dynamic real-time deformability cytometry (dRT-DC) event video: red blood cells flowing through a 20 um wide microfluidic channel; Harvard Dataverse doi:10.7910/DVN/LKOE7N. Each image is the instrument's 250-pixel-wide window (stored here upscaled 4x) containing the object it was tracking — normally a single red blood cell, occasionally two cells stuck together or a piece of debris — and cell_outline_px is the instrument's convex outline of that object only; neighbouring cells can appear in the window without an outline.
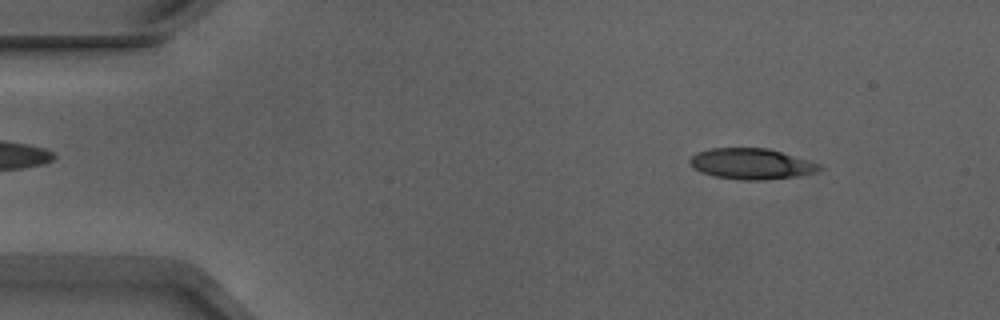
{"species": "Egyptian fruit bat (a non-hibernating species)", "species_latin": "Rousettus aegyptiacus", "temperature_condition": "warm", "stored_images_in_passage": 52, "camera_frame_rate_fps": 3000, "um_per_image_px": 0.085, "animal": {"sex": "male"}, "frame": {"image": 1, "passage_image": 6, "time_ms": 1.667, "image_size_px": [1000, 320], "cell_outline_px": [[824, 168], [816, 172], [800, 176], [764, 180], [740, 180], [712, 176], [700, 172], [692, 168], [688, 160], [696, 152], [708, 148], [768, 148], [820, 164]], "centroid_in_image_um": [63.83, 13.93], "position_along_channel_um": 21.2, "area_um2": 23.52}}
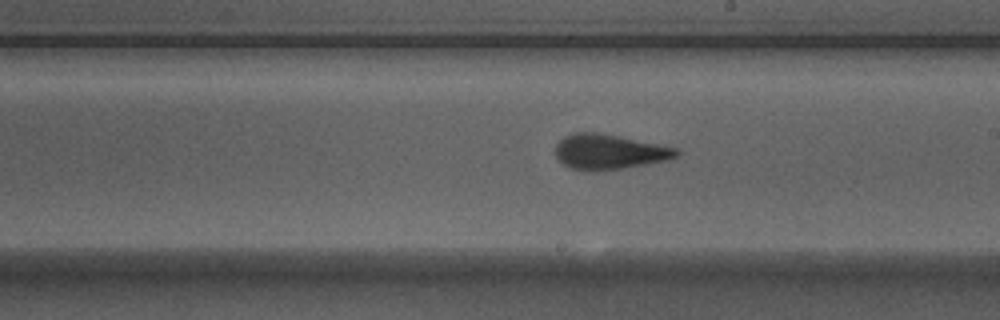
{"frame": {"image": 2, "passage_image": 29, "time_ms": 9.333, "image_size_px": [1000, 320], "cell_outline_px": [[680, 152], [676, 156], [668, 160], [624, 168], [596, 172], [588, 172], [568, 168], [556, 156], [556, 144], [564, 136], [572, 132], [596, 132], [676, 148]], "centroid_in_image_um": [51.72, 12.93], "position_along_channel_um": 237.3, "area_um2": 24.68}}
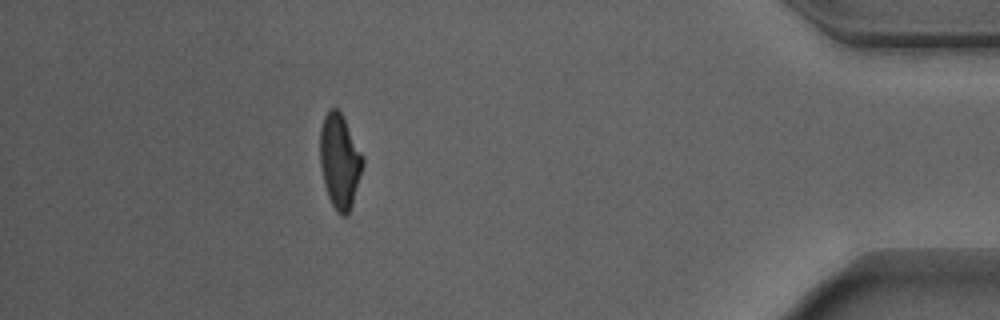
{"frame": {"image": 3, "passage_image": 46, "time_ms": 15.0, "image_size_px": [1000, 320], "cell_outline_px": [[364, 164], [352, 204], [348, 216], [340, 216], [336, 212], [328, 196], [324, 184], [320, 164], [320, 128], [324, 116], [328, 108], [336, 108], [344, 116], [364, 156]], "centroid_in_image_um": [28.88, 13.68], "position_along_channel_um": 406.3, "area_um2": 23.87}, "authors_computed_cell_mechanics": {"area_um2": 23.9292, "velocity_mm_per_s": 3.9164, "shape_relaxation_time_tau1_ms": 6.3553, "shape_relaxation_time_tau2_ms": 1.5221, "deformation_change_tau1": 0.2058, "deformation_change_tau2": 0.1107}}